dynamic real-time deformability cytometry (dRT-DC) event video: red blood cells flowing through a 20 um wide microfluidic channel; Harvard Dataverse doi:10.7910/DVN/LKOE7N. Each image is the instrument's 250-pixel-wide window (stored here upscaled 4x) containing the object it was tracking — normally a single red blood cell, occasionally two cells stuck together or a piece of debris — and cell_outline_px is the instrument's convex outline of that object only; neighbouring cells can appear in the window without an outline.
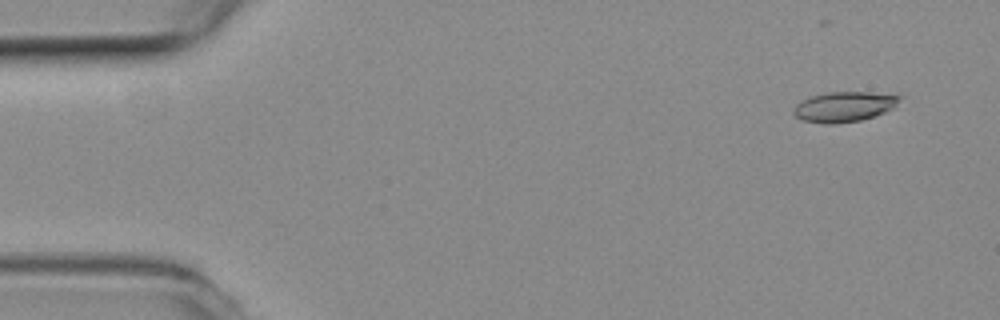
{"species": "common noctule bat (a hibernating species)", "species_latin": "Nyctalus noctula", "temperature_condition": "room temperature", "stored_images_in_passage": 3, "camera_frame_rate_fps": 3000, "um_per_image_px": 0.085, "animal": {"sex": "female", "body_mass_g": 19.3, "forearm_length_mm": 54.1}, "frame": {"image": 1, "passage_image": 1, "time_ms": 0.0, "image_size_px": [1000, 320], "cell_outline_px": [[904, 96], [892, 108], [884, 112], [860, 120], [836, 124], [824, 124], [804, 120], [796, 116], [792, 112], [792, 108], [796, 104], [812, 96], [828, 92], [868, 92]], "centroid_in_image_um": [71.73, 9.07], "position_along_channel_um": 13.3, "area_um2": 18.44}}